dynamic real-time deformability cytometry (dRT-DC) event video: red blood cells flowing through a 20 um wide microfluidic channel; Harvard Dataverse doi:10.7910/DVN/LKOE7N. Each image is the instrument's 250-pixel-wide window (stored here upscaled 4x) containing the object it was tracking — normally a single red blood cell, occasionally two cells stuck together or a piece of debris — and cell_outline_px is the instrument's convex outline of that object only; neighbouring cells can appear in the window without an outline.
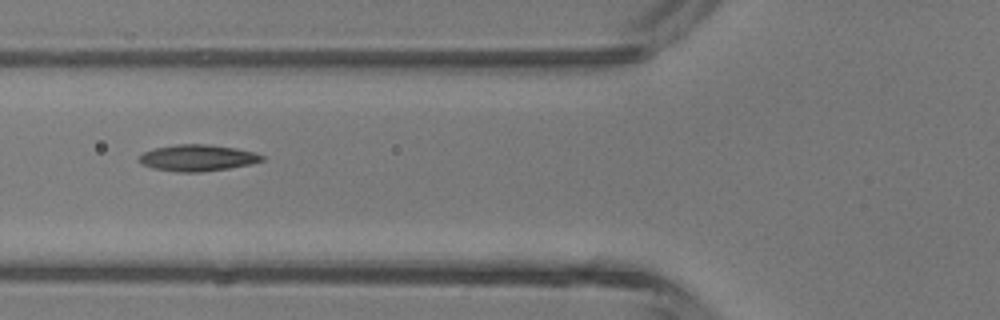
{"species": "common noctule bat (a hibernating species)", "species_latin": "Nyctalus noctula", "temperature_condition": "room temperature", "stored_images_in_passage": 2, "camera_frame_rate_fps": 3000, "um_per_image_px": 0.085, "animal": {"sex": "male", "body_mass_g": 13.3}, "frame": {"image": 1, "passage_image": 2, "time_ms": 1.0, "image_size_px": [1000, 320], "cell_outline_px": [[264, 160], [248, 164], [228, 168], [200, 172], [176, 172], [152, 168], [144, 164], [140, 160], [140, 156], [144, 152], [156, 148], [176, 144], [208, 144], [236, 148], [256, 152], [264, 156]], "centroid_in_image_um": [16.82, 13.41], "position_along_channel_um": 109.0, "area_um2": 18.73}}